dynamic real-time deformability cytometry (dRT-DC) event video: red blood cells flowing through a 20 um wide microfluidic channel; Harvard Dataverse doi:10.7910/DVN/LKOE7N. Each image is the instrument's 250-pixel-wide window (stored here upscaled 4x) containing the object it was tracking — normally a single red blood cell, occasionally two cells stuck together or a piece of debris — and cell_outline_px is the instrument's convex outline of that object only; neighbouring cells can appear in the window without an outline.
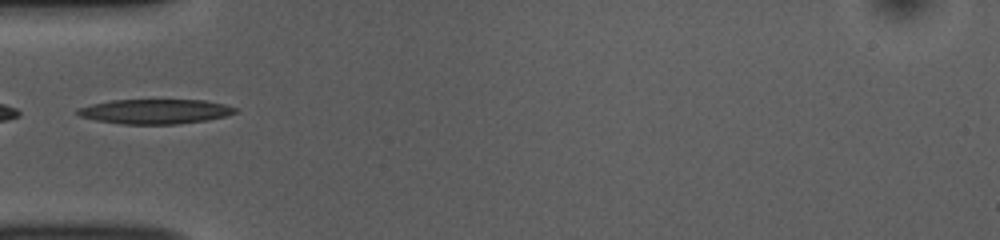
{"species": "common noctule bat (a hibernating species)", "species_latin": "Nyctalus noctula", "temperature_condition": "room temperature", "stored_images_in_passage": 35, "camera_frame_rate_fps": 3000, "um_per_image_px": 0.085, "animal": {"sex": "female", "body_mass_g": 10.0, "forearm_length_mm": 53.1}, "frame": {"image": 1, "passage_image": 1, "time_ms": 0.0, "image_size_px": [1000, 240], "cell_outline_px": [[240, 108], [236, 112], [228, 116], [208, 120], [176, 124], [120, 124], [96, 120], [80, 116], [76, 112], [76, 108], [92, 104], [112, 100], [204, 100], [224, 104]], "centroid_in_image_um": [13.22, 9.48], "position_along_channel_um": 71.8, "area_um2": 22.83}}
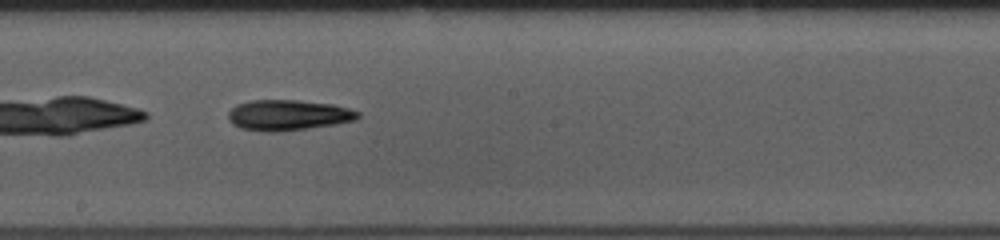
{"frame": {"image": 2, "passage_image": 13, "time_ms": 4.0, "image_size_px": [1000, 240], "cell_outline_px": [[360, 116], [356, 120], [336, 124], [308, 128], [276, 132], [268, 132], [240, 128], [232, 124], [228, 120], [228, 112], [236, 104], [252, 100], [296, 100], [332, 104], [348, 108], [360, 112]], "centroid_in_image_um": [24.48, 9.78], "position_along_channel_um": 223.7, "area_um2": 23.18}}
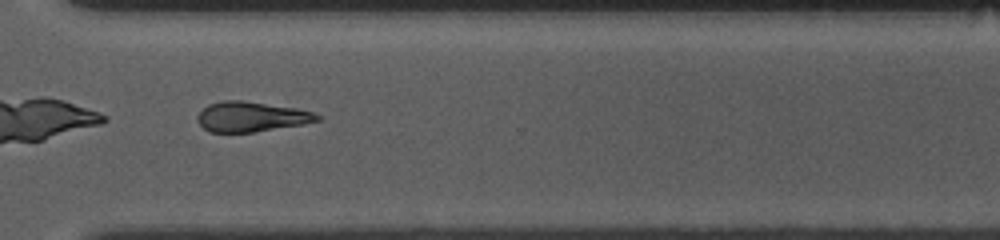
{"frame": {"image": 3, "passage_image": 23, "time_ms": 7.333, "image_size_px": [1000, 240], "cell_outline_px": [[320, 120], [304, 124], [252, 132], [208, 132], [196, 120], [196, 116], [208, 104], [224, 100], [240, 100], [296, 108], [312, 112], [320, 116]], "centroid_in_image_um": [21.32, 9.92], "position_along_channel_um": 349.3, "area_um2": 20.81}}